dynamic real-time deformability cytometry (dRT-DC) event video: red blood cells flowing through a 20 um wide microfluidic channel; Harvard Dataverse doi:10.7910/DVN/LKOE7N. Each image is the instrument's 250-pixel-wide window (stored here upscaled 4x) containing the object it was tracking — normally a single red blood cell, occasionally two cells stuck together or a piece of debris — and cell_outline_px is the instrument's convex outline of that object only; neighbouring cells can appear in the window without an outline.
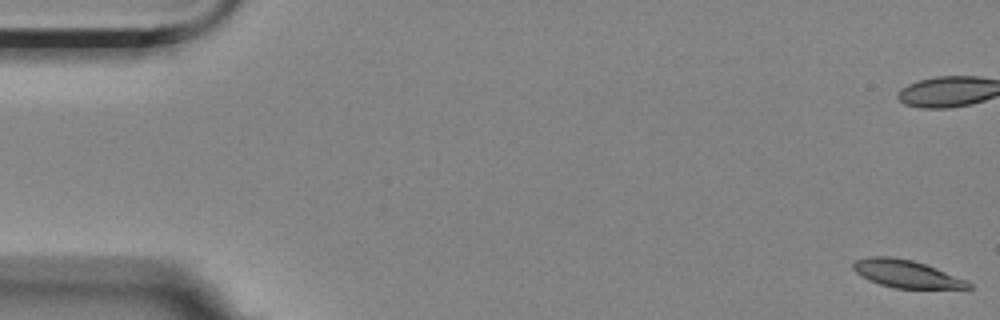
{"species": "Egyptian fruit bat (a non-hibernating species)", "species_latin": "Rousettus aegyptiacus", "temperature_condition": "room temperature", "stored_images_in_passage": 3, "camera_frame_rate_fps": 3000, "um_per_image_px": 0.085, "animal": {"sex": "female"}, "frame": {"image": 1, "passage_image": 1, "time_ms": 0.0, "image_size_px": [1000, 320], "cell_outline_px": [[972, 288], [896, 288], [880, 284], [868, 280], [860, 276], [852, 268], [852, 264], [856, 260], [868, 256], [888, 256], [912, 260], [936, 268], [968, 280], [972, 284]], "centroid_in_image_um": [77.02, 23.27], "position_along_channel_um": 8.0, "area_um2": 18.5}}